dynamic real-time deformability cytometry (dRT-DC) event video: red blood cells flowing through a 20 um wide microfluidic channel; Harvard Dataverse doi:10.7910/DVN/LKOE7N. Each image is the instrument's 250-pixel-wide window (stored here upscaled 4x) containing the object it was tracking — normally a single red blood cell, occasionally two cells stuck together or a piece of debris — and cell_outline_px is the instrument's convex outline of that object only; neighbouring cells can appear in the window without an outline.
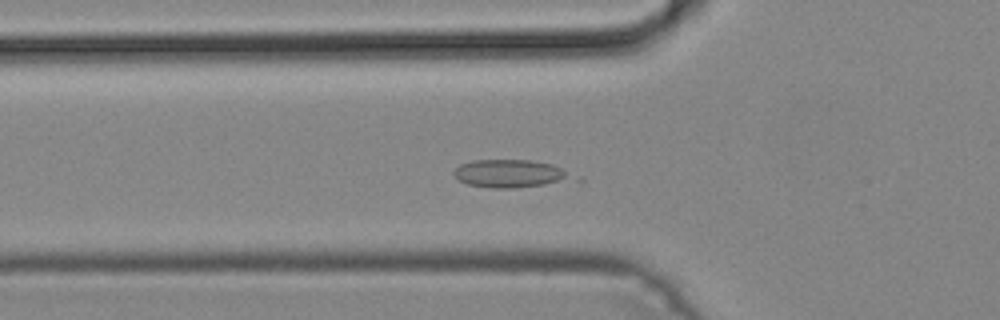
{"species": "common noctule bat (a hibernating species)", "species_latin": "Nyctalus noctula", "temperature_condition": "cold", "stored_images_in_passage": 45, "camera_frame_rate_fps": 3000, "um_per_image_px": 0.085, "animal": {"sex": "male", "body_mass_g": 19.2, "forearm_length_mm": 51.8}, "frame": {"image": 1, "passage_image": 17, "time_ms": 5.333, "image_size_px": [1000, 320], "cell_outline_px": [[584, 180], [512, 188], [492, 188], [468, 184], [460, 180], [452, 172], [460, 164], [472, 160], [532, 160], [552, 164]], "centroid_in_image_um": [43.47, 14.76], "position_along_channel_um": 82.3, "area_um2": 19.54}}
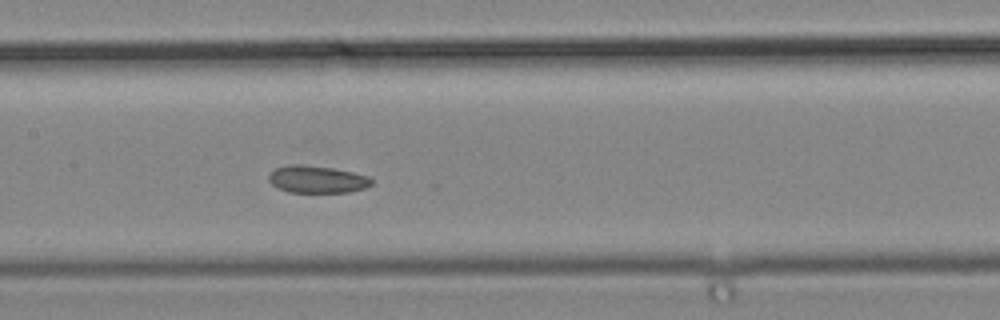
{"frame": {"image": 2, "passage_image": 24, "time_ms": 7.667, "image_size_px": [1000, 320], "cell_outline_px": [[372, 184], [364, 188], [352, 192], [288, 192], [276, 188], [268, 180], [268, 172], [272, 168], [292, 164], [300, 164], [332, 168], [352, 172], [368, 176], [372, 180]], "centroid_in_image_um": [26.88, 15.24], "position_along_channel_um": 180.5, "area_um2": 16.53}}
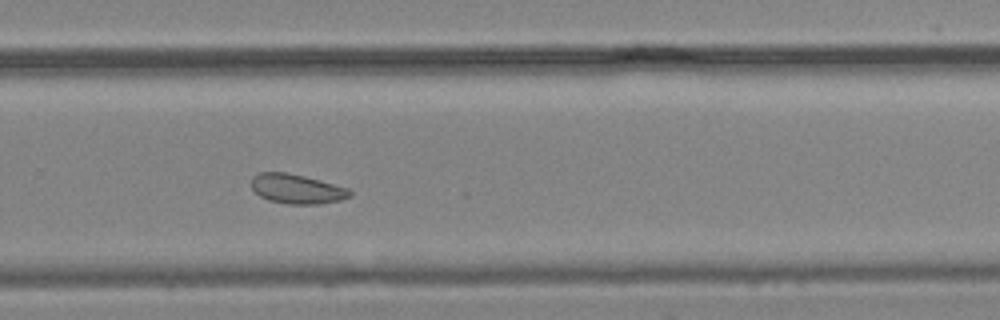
{"frame": {"image": 3, "passage_image": 33, "time_ms": 10.667, "image_size_px": [1000, 320], "cell_outline_px": [[352, 196], [340, 200], [320, 204], [288, 204], [268, 200], [260, 196], [252, 188], [252, 176], [260, 172], [284, 172], [304, 176], [348, 188], [352, 192]], "centroid_in_image_um": [25.23, 16.06], "position_along_channel_um": 304.6, "area_um2": 16.88}}